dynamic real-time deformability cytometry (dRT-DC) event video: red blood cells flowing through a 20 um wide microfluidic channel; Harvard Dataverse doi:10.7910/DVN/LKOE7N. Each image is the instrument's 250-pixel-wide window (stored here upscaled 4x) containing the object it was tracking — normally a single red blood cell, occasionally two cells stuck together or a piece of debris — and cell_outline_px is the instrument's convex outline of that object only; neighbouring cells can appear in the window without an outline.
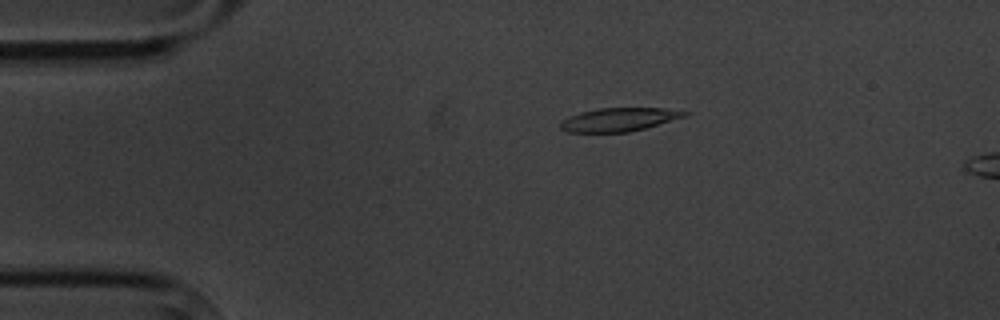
{"species": "common noctule bat (a hibernating species)", "species_latin": "Nyctalus noctula", "temperature_condition": "cold", "stored_images_in_passage": 6, "camera_frame_rate_fps": 3000, "um_per_image_px": 0.085, "animal": {"sex": "male", "body_mass_g": 20.1, "forearm_length_mm": 53.5}, "frame": {"image": 1, "passage_image": 4, "time_ms": 3.333, "image_size_px": [1000, 320], "cell_outline_px": [[692, 112], [688, 116], [644, 128], [628, 132], [568, 132], [560, 128], [560, 120], [580, 112], [596, 108], [664, 108]], "centroid_in_image_um": [52.63, 10.15], "position_along_channel_um": 32.4, "area_um2": 17.05}}